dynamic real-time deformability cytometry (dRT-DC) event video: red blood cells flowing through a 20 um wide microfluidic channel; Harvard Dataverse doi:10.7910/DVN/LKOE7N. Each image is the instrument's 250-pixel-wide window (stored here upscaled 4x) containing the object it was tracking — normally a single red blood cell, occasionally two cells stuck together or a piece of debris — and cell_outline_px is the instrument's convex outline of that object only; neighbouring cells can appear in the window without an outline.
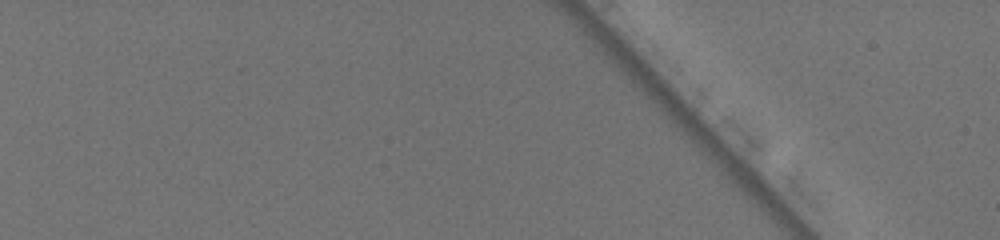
{"species": "common noctule bat (a hibernating species)", "species_latin": "Nyctalus noctula", "temperature_condition": "warm", "stored_images_in_passage": 2, "camera_frame_rate_fps": 3000, "um_per_image_px": 0.085, "animal": {"sex": "female", "body_mass_g": 19.5, "forearm_length_mm": 54.1}, "frame": {"image": 1, "passage_image": 1, "time_ms": 0.0, "image_size_px": [1000, 240], "cell_outline_px": [[936, 84], [928, 116], [920, 136], [916, 136], [908, 128], [896, 112], [896, 108], [908, 92], [924, 72], [936, 76]], "centroid_in_image_um": [78.0, 8.81], "position_along_channel_um": 7.0, "area_um2": 10.46}}